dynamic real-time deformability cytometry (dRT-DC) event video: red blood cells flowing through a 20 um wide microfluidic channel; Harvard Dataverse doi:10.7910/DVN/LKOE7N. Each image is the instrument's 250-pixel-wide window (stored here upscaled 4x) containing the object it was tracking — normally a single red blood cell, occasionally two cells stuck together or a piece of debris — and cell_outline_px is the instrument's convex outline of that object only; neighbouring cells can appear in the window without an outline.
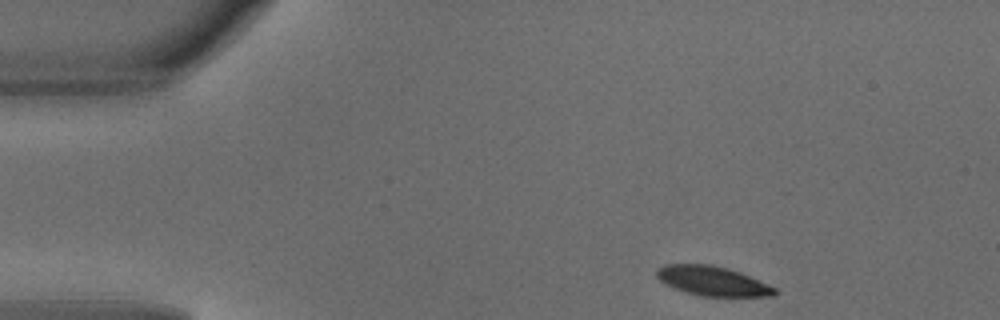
{"species": "common noctule bat (a hibernating species)", "species_latin": "Nyctalus noctula", "temperature_condition": "warm", "stored_images_in_passage": 3, "camera_frame_rate_fps": 3000, "um_per_image_px": 0.085, "animal": {"sex": "male", "body_mass_g": 18.8}, "frame": {"image": 1, "passage_image": 1, "time_ms": 0.0, "image_size_px": [1000, 320], "cell_outline_px": [[776, 292], [772, 296], [700, 296], [664, 284], [656, 276], [656, 268], [664, 264], [712, 264], [728, 268], [740, 272], [776, 288]], "centroid_in_image_um": [60.52, 23.87], "position_along_channel_um": 24.5, "area_um2": 20.17}}
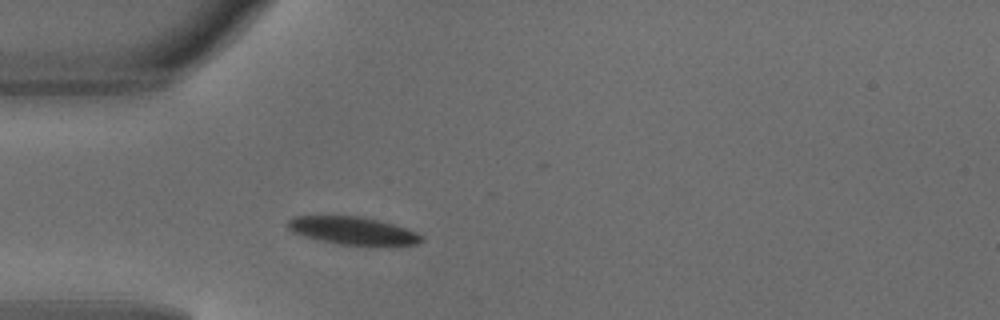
{"frame": {"image": 2, "passage_image": 3, "time_ms": 0.667, "image_size_px": [1000, 320], "cell_outline_px": [[424, 240], [416, 244], [376, 248], [336, 244], [316, 240], [292, 232], [288, 228], [288, 220], [292, 216], [360, 216], [392, 224], [416, 232], [424, 236]], "centroid_in_image_um": [30.02, 19.66], "position_along_channel_um": 55.0, "area_um2": 22.37}}